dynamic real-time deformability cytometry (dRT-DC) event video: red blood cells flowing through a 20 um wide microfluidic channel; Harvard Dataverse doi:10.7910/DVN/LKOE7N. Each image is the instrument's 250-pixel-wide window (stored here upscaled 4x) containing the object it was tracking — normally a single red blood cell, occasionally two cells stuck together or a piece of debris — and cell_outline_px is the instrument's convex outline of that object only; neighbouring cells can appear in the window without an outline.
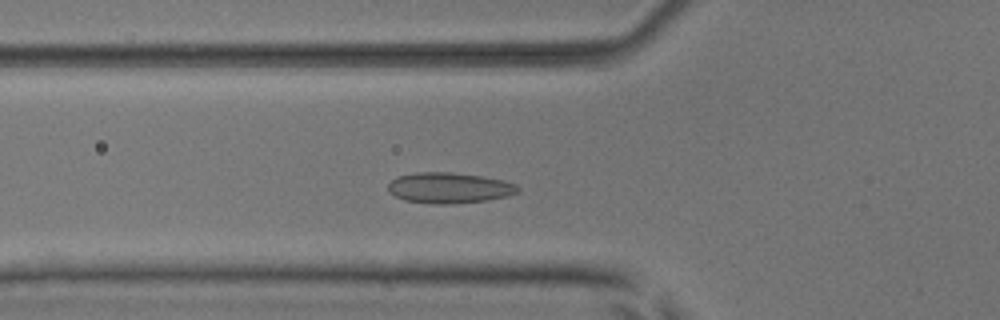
{"species": "common noctule bat (a hibernating species)", "species_latin": "Nyctalus noctula", "temperature_condition": "room temperature", "stored_images_in_passage": 48, "camera_frame_rate_fps": 3000, "um_per_image_px": 0.085, "animal": {"sex": "male", "body_mass_g": 17.9, "forearm_length_mm": 54.2}, "frame": {"image": 1, "passage_image": 14, "time_ms": 4.333, "image_size_px": [1000, 320], "cell_outline_px": [[520, 192], [508, 196], [488, 200], [456, 204], [432, 204], [404, 200], [388, 192], [388, 184], [396, 176], [416, 172], [452, 172], [480, 176], [504, 180], [516, 184], [520, 188]], "centroid_in_image_um": [38.19, 15.97], "position_along_channel_um": 87.6, "area_um2": 23.52}}
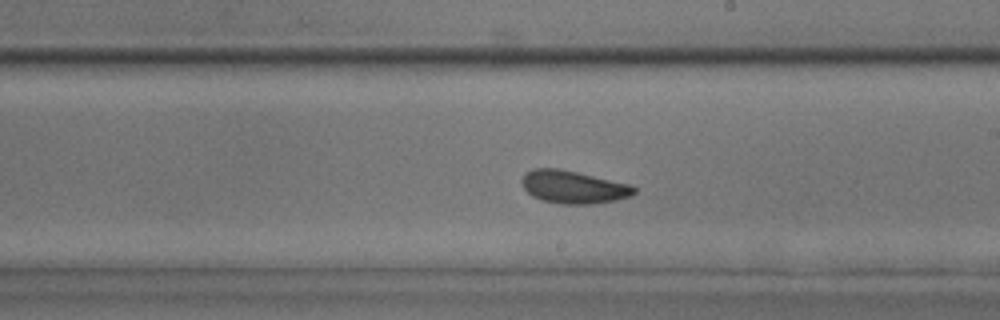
{"frame": {"image": 2, "passage_image": 26, "time_ms": 8.333, "image_size_px": [1000, 320], "cell_outline_px": [[636, 192], [632, 196], [616, 200], [592, 204], [560, 204], [544, 200], [532, 196], [520, 184], [520, 180], [524, 172], [532, 168], [556, 168], [576, 172], [628, 184], [636, 188]], "centroid_in_image_um": [48.69, 15.9], "position_along_channel_um": 240.3, "area_um2": 21.44}}
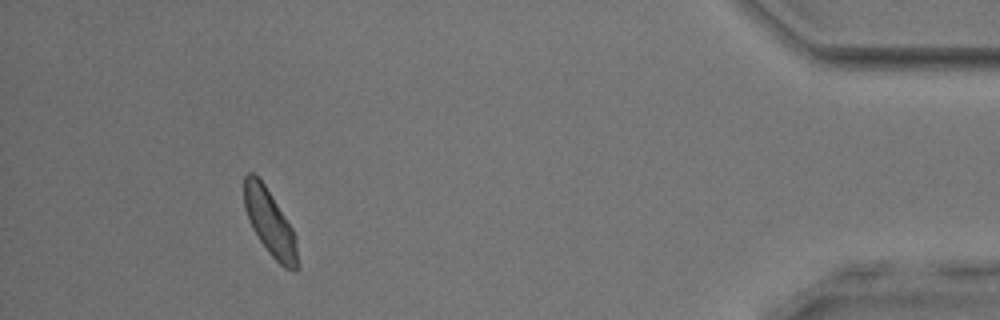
{"frame": {"image": 3, "passage_image": 44, "time_ms": 14.333, "image_size_px": [1000, 320], "cell_outline_px": [[300, 268], [296, 272], [284, 268], [268, 252], [252, 228], [244, 208], [244, 176], [248, 172], [252, 172], [264, 184], [292, 228], [300, 264]], "centroid_in_image_um": [22.94, 18.97], "position_along_channel_um": 412.3, "area_um2": 20.29}, "authors_computed_cell_mechanics": {"area_um2": 21.2126, "velocity_mm_per_s": 3.8255, "shape_relaxation_time_tau1_ms": 10.5937, "shape_relaxation_time_tau2_ms": 1.6805, "deformation_change_tau1": 0.1439, "deformation_change_tau2": 0.0702}}